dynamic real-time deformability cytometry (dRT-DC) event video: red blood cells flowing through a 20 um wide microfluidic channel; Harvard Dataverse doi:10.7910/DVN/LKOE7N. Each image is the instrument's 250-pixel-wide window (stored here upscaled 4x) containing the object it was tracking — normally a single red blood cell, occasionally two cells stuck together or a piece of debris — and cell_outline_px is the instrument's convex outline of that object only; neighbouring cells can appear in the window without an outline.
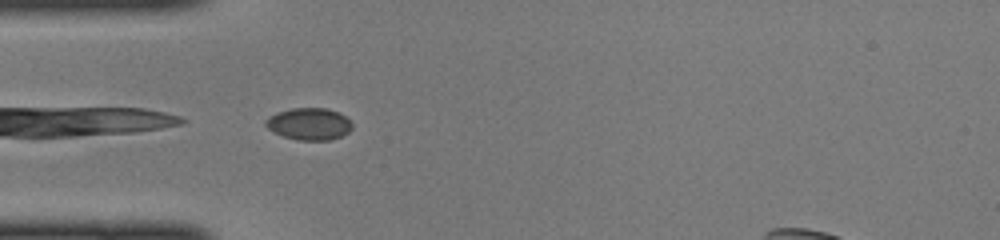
{"species": "common noctule bat (a hibernating species)", "species_latin": "Nyctalus noctula", "temperature_condition": "cold", "stored_images_in_passage": 31, "camera_frame_rate_fps": 3000, "um_per_image_px": 0.085, "animal": {"sex": "female", "body_mass_g": 22.0, "forearm_length_mm": 56.7}, "frame": {"image": 1, "passage_image": 1, "time_ms": 0.0, "image_size_px": [1000, 240], "cell_outline_px": [[352, 128], [348, 132], [340, 136], [328, 140], [300, 140], [284, 136], [268, 128], [264, 124], [264, 120], [268, 116], [276, 112], [292, 108], [328, 108], [340, 112], [352, 124]], "centroid_in_image_um": [26.26, 10.51], "position_along_channel_um": 58.7, "area_um2": 16.07}}
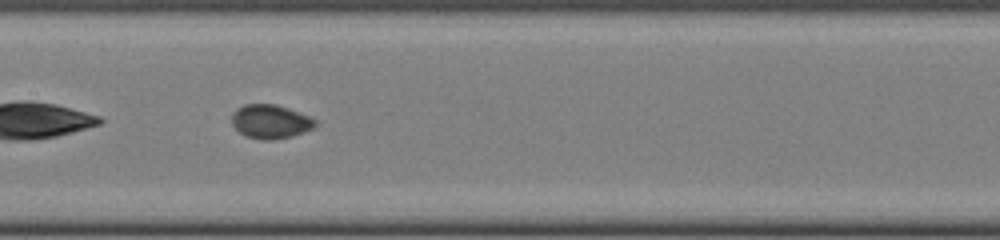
{"frame": {"image": 2, "passage_image": 10, "time_ms": 3.0, "image_size_px": [1000, 240], "cell_outline_px": [[316, 124], [312, 128], [292, 136], [272, 140], [264, 140], [244, 136], [232, 124], [232, 112], [236, 108], [244, 104], [276, 104], [288, 108], [308, 116], [316, 120]], "centroid_in_image_um": [22.95, 10.33], "position_along_channel_um": 184.5, "area_um2": 16.42}}
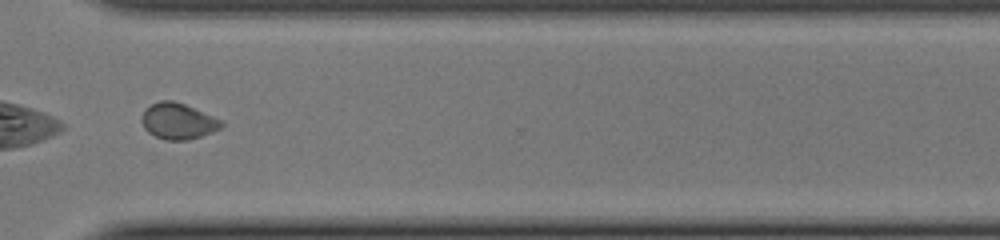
{"frame": {"image": 3, "passage_image": 22, "time_ms": 7.0, "image_size_px": [1000, 240], "cell_outline_px": [[224, 124], [220, 128], [212, 132], [188, 140], [164, 140], [148, 132], [144, 128], [140, 120], [144, 108], [160, 100], [172, 100], [184, 104], [224, 120]], "centroid_in_image_um": [15.12, 10.29], "position_along_channel_um": 355.5, "area_um2": 16.88}}